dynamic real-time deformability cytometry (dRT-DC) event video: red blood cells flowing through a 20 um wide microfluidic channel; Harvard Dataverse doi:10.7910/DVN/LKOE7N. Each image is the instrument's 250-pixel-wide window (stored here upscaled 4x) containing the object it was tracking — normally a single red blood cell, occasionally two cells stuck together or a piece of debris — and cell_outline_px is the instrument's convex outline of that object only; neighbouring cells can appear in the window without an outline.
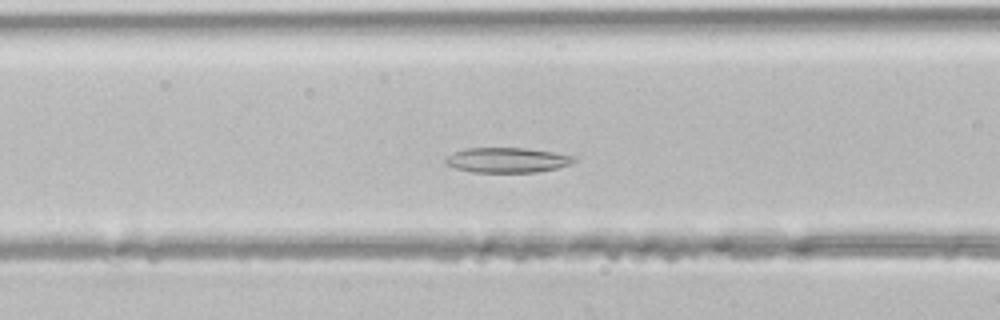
{"species": "common noctule bat (a hibernating species)", "species_latin": "Nyctalus noctula", "temperature_condition": "room temperature", "stored_images_in_passage": 39, "segment_of_instrument_passage": [1, 2], "camera_frame_rate_fps": 3000, "um_per_image_px": 0.085, "animal": {"sex": "male", "body_mass_g": 21.5, "forearm_length_mm": 52.0}, "frame": {"image": 1, "passage_image": 13, "time_ms": 4.0, "image_size_px": [1000, 320], "cell_outline_px": [[576, 160], [568, 164], [556, 168], [536, 172], [472, 172], [456, 168], [448, 164], [444, 160], [452, 152], [468, 148], [524, 148], [552, 152], [576, 156]], "centroid_in_image_um": [43.1, 13.6], "position_along_channel_um": 123.5, "area_um2": 18.5}}
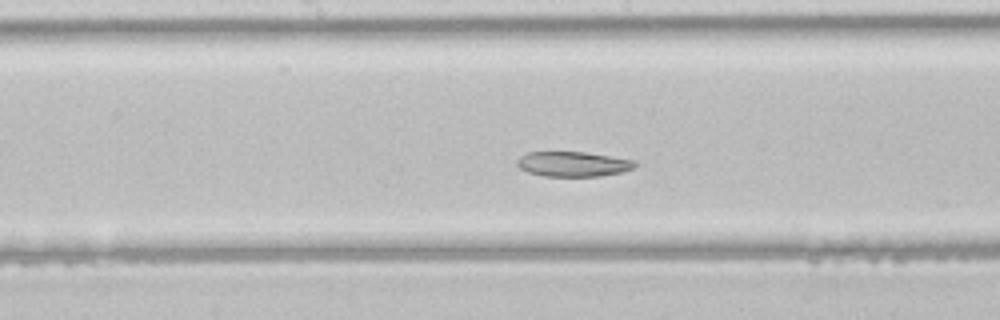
{"frame": {"image": 2, "passage_image": 18, "time_ms": 5.667, "image_size_px": [1000, 320], "cell_outline_px": [[636, 164], [632, 168], [620, 172], [600, 176], [544, 176], [528, 172], [520, 168], [516, 164], [516, 160], [520, 156], [528, 152], [584, 152], [632, 160]], "centroid_in_image_um": [48.63, 13.94], "position_along_channel_um": 199.6, "area_um2": 16.88}}
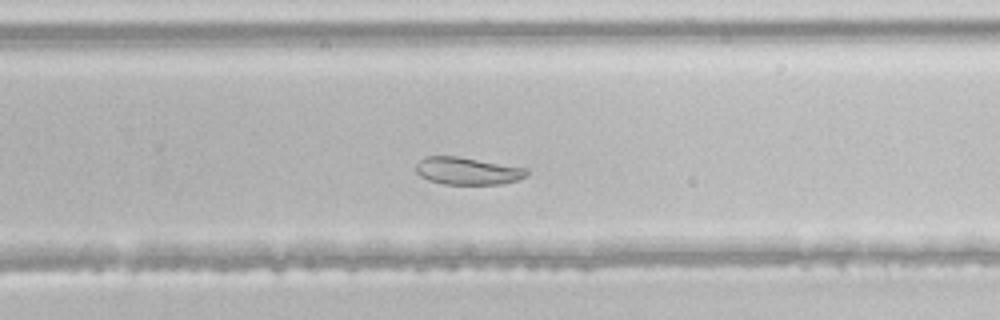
{"frame": {"image": 3, "passage_image": 24, "time_ms": 7.667, "image_size_px": [1000, 320], "cell_outline_px": [[528, 176], [516, 180], [500, 184], [444, 184], [428, 180], [420, 176], [416, 172], [416, 164], [424, 156], [456, 156], [528, 168]], "centroid_in_image_um": [39.73, 14.53], "position_along_channel_um": 290.1, "area_um2": 17.69}}